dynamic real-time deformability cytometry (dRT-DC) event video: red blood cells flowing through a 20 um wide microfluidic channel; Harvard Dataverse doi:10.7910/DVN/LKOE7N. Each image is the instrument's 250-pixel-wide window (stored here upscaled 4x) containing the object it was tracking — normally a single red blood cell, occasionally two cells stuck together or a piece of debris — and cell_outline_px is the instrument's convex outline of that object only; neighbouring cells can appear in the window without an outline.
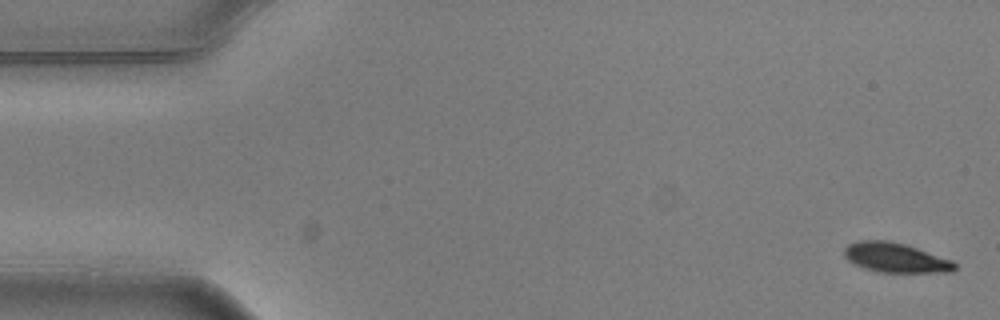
{"species": "common noctule bat (a hibernating species)", "species_latin": "Nyctalus noctula", "temperature_condition": "warm", "stored_images_in_passage": 5, "camera_frame_rate_fps": 3000, "um_per_image_px": 0.085, "animal": {"sex": "male", "body_mass_g": 20.5, "forearm_length_mm": 52.5}, "frame": {"image": 1, "passage_image": 1, "time_ms": 0.0, "image_size_px": [1000, 320], "cell_outline_px": [[956, 268], [952, 272], [880, 272], [864, 268], [848, 260], [844, 256], [844, 248], [848, 244], [860, 240], [888, 240], [904, 244], [952, 260], [956, 264]], "centroid_in_image_um": [76.11, 21.9], "position_along_channel_um": 8.9, "area_um2": 18.9}}
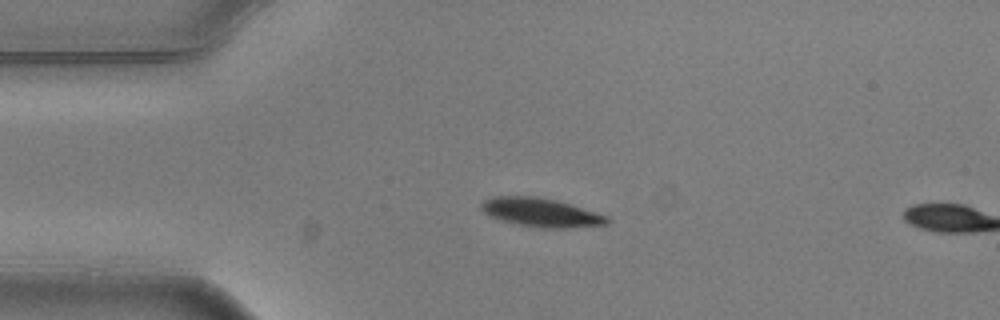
{"frame": {"image": 2, "passage_image": 4, "time_ms": 1.0, "image_size_px": [1000, 320], "cell_outline_px": [[608, 224], [564, 228], [544, 228], [520, 224], [500, 220], [484, 212], [480, 208], [480, 204], [484, 200], [492, 196], [536, 196], [556, 200], [608, 216]], "centroid_in_image_um": [45.95, 18.05], "position_along_channel_um": 39.1, "area_um2": 20.75}}